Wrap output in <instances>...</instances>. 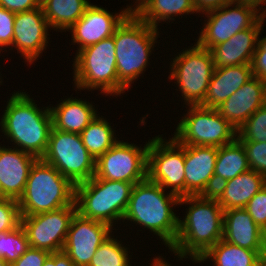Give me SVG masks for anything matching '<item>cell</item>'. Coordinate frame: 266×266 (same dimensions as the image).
Segmentation results:
<instances>
[{
    "instance_id": "cell-41",
    "label": "cell",
    "mask_w": 266,
    "mask_h": 266,
    "mask_svg": "<svg viewBox=\"0 0 266 266\" xmlns=\"http://www.w3.org/2000/svg\"><path fill=\"white\" fill-rule=\"evenodd\" d=\"M233 0H193L194 7L198 14H203L218 9Z\"/></svg>"
},
{
    "instance_id": "cell-31",
    "label": "cell",
    "mask_w": 266,
    "mask_h": 266,
    "mask_svg": "<svg viewBox=\"0 0 266 266\" xmlns=\"http://www.w3.org/2000/svg\"><path fill=\"white\" fill-rule=\"evenodd\" d=\"M114 237L113 232V235L105 239L97 248L88 266H132L129 247L124 246L121 239Z\"/></svg>"
},
{
    "instance_id": "cell-19",
    "label": "cell",
    "mask_w": 266,
    "mask_h": 266,
    "mask_svg": "<svg viewBox=\"0 0 266 266\" xmlns=\"http://www.w3.org/2000/svg\"><path fill=\"white\" fill-rule=\"evenodd\" d=\"M36 160L35 156L20 149L0 145L2 198L19 200L24 193L30 168Z\"/></svg>"
},
{
    "instance_id": "cell-4",
    "label": "cell",
    "mask_w": 266,
    "mask_h": 266,
    "mask_svg": "<svg viewBox=\"0 0 266 266\" xmlns=\"http://www.w3.org/2000/svg\"><path fill=\"white\" fill-rule=\"evenodd\" d=\"M160 30L130 13L114 32L118 80L127 88L146 72Z\"/></svg>"
},
{
    "instance_id": "cell-20",
    "label": "cell",
    "mask_w": 266,
    "mask_h": 266,
    "mask_svg": "<svg viewBox=\"0 0 266 266\" xmlns=\"http://www.w3.org/2000/svg\"><path fill=\"white\" fill-rule=\"evenodd\" d=\"M260 27L261 19L253 27L239 31L228 41L213 46L210 51L214 67L251 64L258 44Z\"/></svg>"
},
{
    "instance_id": "cell-27",
    "label": "cell",
    "mask_w": 266,
    "mask_h": 266,
    "mask_svg": "<svg viewBox=\"0 0 266 266\" xmlns=\"http://www.w3.org/2000/svg\"><path fill=\"white\" fill-rule=\"evenodd\" d=\"M264 250H248L223 239L213 245L202 257L193 263L213 262V266H261Z\"/></svg>"
},
{
    "instance_id": "cell-35",
    "label": "cell",
    "mask_w": 266,
    "mask_h": 266,
    "mask_svg": "<svg viewBox=\"0 0 266 266\" xmlns=\"http://www.w3.org/2000/svg\"><path fill=\"white\" fill-rule=\"evenodd\" d=\"M18 201L0 198V232L12 231L20 225Z\"/></svg>"
},
{
    "instance_id": "cell-49",
    "label": "cell",
    "mask_w": 266,
    "mask_h": 266,
    "mask_svg": "<svg viewBox=\"0 0 266 266\" xmlns=\"http://www.w3.org/2000/svg\"><path fill=\"white\" fill-rule=\"evenodd\" d=\"M49 0H36L38 7H43Z\"/></svg>"
},
{
    "instance_id": "cell-25",
    "label": "cell",
    "mask_w": 266,
    "mask_h": 266,
    "mask_svg": "<svg viewBox=\"0 0 266 266\" xmlns=\"http://www.w3.org/2000/svg\"><path fill=\"white\" fill-rule=\"evenodd\" d=\"M266 185V178L254 170H248L228 180L218 200L223 210L245 208L250 199Z\"/></svg>"
},
{
    "instance_id": "cell-13",
    "label": "cell",
    "mask_w": 266,
    "mask_h": 266,
    "mask_svg": "<svg viewBox=\"0 0 266 266\" xmlns=\"http://www.w3.org/2000/svg\"><path fill=\"white\" fill-rule=\"evenodd\" d=\"M204 15L203 27L195 40L200 47L209 50L228 41L239 31L253 27L262 18L254 9L238 5L234 1L203 13L202 17Z\"/></svg>"
},
{
    "instance_id": "cell-2",
    "label": "cell",
    "mask_w": 266,
    "mask_h": 266,
    "mask_svg": "<svg viewBox=\"0 0 266 266\" xmlns=\"http://www.w3.org/2000/svg\"><path fill=\"white\" fill-rule=\"evenodd\" d=\"M183 204L189 206L183 220L179 218L178 234L169 250L180 261L183 258L197 261L223 239L224 210L218 201L199 196L180 197L179 205Z\"/></svg>"
},
{
    "instance_id": "cell-18",
    "label": "cell",
    "mask_w": 266,
    "mask_h": 266,
    "mask_svg": "<svg viewBox=\"0 0 266 266\" xmlns=\"http://www.w3.org/2000/svg\"><path fill=\"white\" fill-rule=\"evenodd\" d=\"M265 103L266 81L253 76L217 107V110L238 130Z\"/></svg>"
},
{
    "instance_id": "cell-46",
    "label": "cell",
    "mask_w": 266,
    "mask_h": 266,
    "mask_svg": "<svg viewBox=\"0 0 266 266\" xmlns=\"http://www.w3.org/2000/svg\"><path fill=\"white\" fill-rule=\"evenodd\" d=\"M150 266H171V264L168 262V260H165L163 256L156 255L153 257Z\"/></svg>"
},
{
    "instance_id": "cell-15",
    "label": "cell",
    "mask_w": 266,
    "mask_h": 266,
    "mask_svg": "<svg viewBox=\"0 0 266 266\" xmlns=\"http://www.w3.org/2000/svg\"><path fill=\"white\" fill-rule=\"evenodd\" d=\"M107 223L87 219L78 213L72 218L62 251L75 266H88L97 248L113 234Z\"/></svg>"
},
{
    "instance_id": "cell-45",
    "label": "cell",
    "mask_w": 266,
    "mask_h": 266,
    "mask_svg": "<svg viewBox=\"0 0 266 266\" xmlns=\"http://www.w3.org/2000/svg\"><path fill=\"white\" fill-rule=\"evenodd\" d=\"M265 19L262 17L261 18V27H260V31L258 34V44H257V48L254 52V54H266V36L263 38L260 37L261 33L263 32L262 29L264 27V21ZM263 24V25H262Z\"/></svg>"
},
{
    "instance_id": "cell-5",
    "label": "cell",
    "mask_w": 266,
    "mask_h": 266,
    "mask_svg": "<svg viewBox=\"0 0 266 266\" xmlns=\"http://www.w3.org/2000/svg\"><path fill=\"white\" fill-rule=\"evenodd\" d=\"M72 62L75 91L98 90L106 97L116 98L128 92L118 80L113 36L80 50Z\"/></svg>"
},
{
    "instance_id": "cell-34",
    "label": "cell",
    "mask_w": 266,
    "mask_h": 266,
    "mask_svg": "<svg viewBox=\"0 0 266 266\" xmlns=\"http://www.w3.org/2000/svg\"><path fill=\"white\" fill-rule=\"evenodd\" d=\"M240 142L244 146L250 169L266 178V142Z\"/></svg>"
},
{
    "instance_id": "cell-3",
    "label": "cell",
    "mask_w": 266,
    "mask_h": 266,
    "mask_svg": "<svg viewBox=\"0 0 266 266\" xmlns=\"http://www.w3.org/2000/svg\"><path fill=\"white\" fill-rule=\"evenodd\" d=\"M179 200V196L146 178L134 185L122 222L149 229L169 250L178 234L180 216L173 207L179 205Z\"/></svg>"
},
{
    "instance_id": "cell-52",
    "label": "cell",
    "mask_w": 266,
    "mask_h": 266,
    "mask_svg": "<svg viewBox=\"0 0 266 266\" xmlns=\"http://www.w3.org/2000/svg\"><path fill=\"white\" fill-rule=\"evenodd\" d=\"M0 198H2V187H1V182H0Z\"/></svg>"
},
{
    "instance_id": "cell-29",
    "label": "cell",
    "mask_w": 266,
    "mask_h": 266,
    "mask_svg": "<svg viewBox=\"0 0 266 266\" xmlns=\"http://www.w3.org/2000/svg\"><path fill=\"white\" fill-rule=\"evenodd\" d=\"M111 124L104 116L101 115L100 117L99 114L80 133L84 146L95 160L120 139L116 137L117 135Z\"/></svg>"
},
{
    "instance_id": "cell-36",
    "label": "cell",
    "mask_w": 266,
    "mask_h": 266,
    "mask_svg": "<svg viewBox=\"0 0 266 266\" xmlns=\"http://www.w3.org/2000/svg\"><path fill=\"white\" fill-rule=\"evenodd\" d=\"M245 209L253 221L266 233V185L250 199Z\"/></svg>"
},
{
    "instance_id": "cell-17",
    "label": "cell",
    "mask_w": 266,
    "mask_h": 266,
    "mask_svg": "<svg viewBox=\"0 0 266 266\" xmlns=\"http://www.w3.org/2000/svg\"><path fill=\"white\" fill-rule=\"evenodd\" d=\"M129 14L128 8H123L113 15L107 8L91 3L83 16L67 30L72 36V44L78 45L75 55L88 46L112 37Z\"/></svg>"
},
{
    "instance_id": "cell-48",
    "label": "cell",
    "mask_w": 266,
    "mask_h": 266,
    "mask_svg": "<svg viewBox=\"0 0 266 266\" xmlns=\"http://www.w3.org/2000/svg\"><path fill=\"white\" fill-rule=\"evenodd\" d=\"M261 266H266V245L263 253L261 254Z\"/></svg>"
},
{
    "instance_id": "cell-40",
    "label": "cell",
    "mask_w": 266,
    "mask_h": 266,
    "mask_svg": "<svg viewBox=\"0 0 266 266\" xmlns=\"http://www.w3.org/2000/svg\"><path fill=\"white\" fill-rule=\"evenodd\" d=\"M0 7H3L13 13L38 8L36 0H0Z\"/></svg>"
},
{
    "instance_id": "cell-43",
    "label": "cell",
    "mask_w": 266,
    "mask_h": 266,
    "mask_svg": "<svg viewBox=\"0 0 266 266\" xmlns=\"http://www.w3.org/2000/svg\"><path fill=\"white\" fill-rule=\"evenodd\" d=\"M43 266H75V264L65 252L59 251L50 253Z\"/></svg>"
},
{
    "instance_id": "cell-44",
    "label": "cell",
    "mask_w": 266,
    "mask_h": 266,
    "mask_svg": "<svg viewBox=\"0 0 266 266\" xmlns=\"http://www.w3.org/2000/svg\"><path fill=\"white\" fill-rule=\"evenodd\" d=\"M233 1L238 5L254 9L263 18L266 16V0H233Z\"/></svg>"
},
{
    "instance_id": "cell-11",
    "label": "cell",
    "mask_w": 266,
    "mask_h": 266,
    "mask_svg": "<svg viewBox=\"0 0 266 266\" xmlns=\"http://www.w3.org/2000/svg\"><path fill=\"white\" fill-rule=\"evenodd\" d=\"M147 178L179 197L185 196V145L174 137L150 139Z\"/></svg>"
},
{
    "instance_id": "cell-42",
    "label": "cell",
    "mask_w": 266,
    "mask_h": 266,
    "mask_svg": "<svg viewBox=\"0 0 266 266\" xmlns=\"http://www.w3.org/2000/svg\"><path fill=\"white\" fill-rule=\"evenodd\" d=\"M251 67L254 77L266 81V54H254Z\"/></svg>"
},
{
    "instance_id": "cell-23",
    "label": "cell",
    "mask_w": 266,
    "mask_h": 266,
    "mask_svg": "<svg viewBox=\"0 0 266 266\" xmlns=\"http://www.w3.org/2000/svg\"><path fill=\"white\" fill-rule=\"evenodd\" d=\"M252 77L251 64L214 68L206 97L201 106L217 109Z\"/></svg>"
},
{
    "instance_id": "cell-33",
    "label": "cell",
    "mask_w": 266,
    "mask_h": 266,
    "mask_svg": "<svg viewBox=\"0 0 266 266\" xmlns=\"http://www.w3.org/2000/svg\"><path fill=\"white\" fill-rule=\"evenodd\" d=\"M239 141L266 142V103L237 130Z\"/></svg>"
},
{
    "instance_id": "cell-1",
    "label": "cell",
    "mask_w": 266,
    "mask_h": 266,
    "mask_svg": "<svg viewBox=\"0 0 266 266\" xmlns=\"http://www.w3.org/2000/svg\"><path fill=\"white\" fill-rule=\"evenodd\" d=\"M6 104L0 119L1 133L10 140V147L41 159L53 126L50 105L38 107L34 98L22 90L13 92Z\"/></svg>"
},
{
    "instance_id": "cell-47",
    "label": "cell",
    "mask_w": 266,
    "mask_h": 266,
    "mask_svg": "<svg viewBox=\"0 0 266 266\" xmlns=\"http://www.w3.org/2000/svg\"><path fill=\"white\" fill-rule=\"evenodd\" d=\"M147 0H135L134 4L127 5L130 13H135Z\"/></svg>"
},
{
    "instance_id": "cell-26",
    "label": "cell",
    "mask_w": 266,
    "mask_h": 266,
    "mask_svg": "<svg viewBox=\"0 0 266 266\" xmlns=\"http://www.w3.org/2000/svg\"><path fill=\"white\" fill-rule=\"evenodd\" d=\"M198 14L193 0H147L135 14L145 23L157 28L159 23L175 21L176 17ZM162 21V22H161Z\"/></svg>"
},
{
    "instance_id": "cell-10",
    "label": "cell",
    "mask_w": 266,
    "mask_h": 266,
    "mask_svg": "<svg viewBox=\"0 0 266 266\" xmlns=\"http://www.w3.org/2000/svg\"><path fill=\"white\" fill-rule=\"evenodd\" d=\"M41 159L54 166L74 186L95 176L96 160L77 133L64 132L52 126L48 147Z\"/></svg>"
},
{
    "instance_id": "cell-30",
    "label": "cell",
    "mask_w": 266,
    "mask_h": 266,
    "mask_svg": "<svg viewBox=\"0 0 266 266\" xmlns=\"http://www.w3.org/2000/svg\"><path fill=\"white\" fill-rule=\"evenodd\" d=\"M248 170L250 167L246 152L238 139L218 148L214 174L228 181Z\"/></svg>"
},
{
    "instance_id": "cell-24",
    "label": "cell",
    "mask_w": 266,
    "mask_h": 266,
    "mask_svg": "<svg viewBox=\"0 0 266 266\" xmlns=\"http://www.w3.org/2000/svg\"><path fill=\"white\" fill-rule=\"evenodd\" d=\"M54 107L50 106L52 125L55 129L80 134L99 115L92 102L72 95Z\"/></svg>"
},
{
    "instance_id": "cell-51",
    "label": "cell",
    "mask_w": 266,
    "mask_h": 266,
    "mask_svg": "<svg viewBox=\"0 0 266 266\" xmlns=\"http://www.w3.org/2000/svg\"><path fill=\"white\" fill-rule=\"evenodd\" d=\"M1 52H2V51L0 50V54H1ZM0 68H1V67H0ZM1 75H2V74L0 73V85H2V83H3V80H2L3 77H2Z\"/></svg>"
},
{
    "instance_id": "cell-7",
    "label": "cell",
    "mask_w": 266,
    "mask_h": 266,
    "mask_svg": "<svg viewBox=\"0 0 266 266\" xmlns=\"http://www.w3.org/2000/svg\"><path fill=\"white\" fill-rule=\"evenodd\" d=\"M134 185L93 176L75 186L77 213L84 218L107 223L113 228L123 220Z\"/></svg>"
},
{
    "instance_id": "cell-21",
    "label": "cell",
    "mask_w": 266,
    "mask_h": 266,
    "mask_svg": "<svg viewBox=\"0 0 266 266\" xmlns=\"http://www.w3.org/2000/svg\"><path fill=\"white\" fill-rule=\"evenodd\" d=\"M223 240L248 250H264L266 233L245 208L224 210Z\"/></svg>"
},
{
    "instance_id": "cell-8",
    "label": "cell",
    "mask_w": 266,
    "mask_h": 266,
    "mask_svg": "<svg viewBox=\"0 0 266 266\" xmlns=\"http://www.w3.org/2000/svg\"><path fill=\"white\" fill-rule=\"evenodd\" d=\"M185 47L172 58L168 79L175 80L184 104L201 105L206 97L214 71L211 51L197 43ZM190 47V48H189Z\"/></svg>"
},
{
    "instance_id": "cell-14",
    "label": "cell",
    "mask_w": 266,
    "mask_h": 266,
    "mask_svg": "<svg viewBox=\"0 0 266 266\" xmlns=\"http://www.w3.org/2000/svg\"><path fill=\"white\" fill-rule=\"evenodd\" d=\"M77 213L75 202L55 211L21 216L29 246L50 253L62 251L72 218Z\"/></svg>"
},
{
    "instance_id": "cell-37",
    "label": "cell",
    "mask_w": 266,
    "mask_h": 266,
    "mask_svg": "<svg viewBox=\"0 0 266 266\" xmlns=\"http://www.w3.org/2000/svg\"><path fill=\"white\" fill-rule=\"evenodd\" d=\"M14 20L15 13L0 7V50L2 52H7V50L4 49L12 46Z\"/></svg>"
},
{
    "instance_id": "cell-28",
    "label": "cell",
    "mask_w": 266,
    "mask_h": 266,
    "mask_svg": "<svg viewBox=\"0 0 266 266\" xmlns=\"http://www.w3.org/2000/svg\"><path fill=\"white\" fill-rule=\"evenodd\" d=\"M89 0H49L43 13L51 30L66 32L85 13Z\"/></svg>"
},
{
    "instance_id": "cell-6",
    "label": "cell",
    "mask_w": 266,
    "mask_h": 266,
    "mask_svg": "<svg viewBox=\"0 0 266 266\" xmlns=\"http://www.w3.org/2000/svg\"><path fill=\"white\" fill-rule=\"evenodd\" d=\"M75 186L54 166L37 159L31 166L23 195L18 200L20 216L55 211L72 205Z\"/></svg>"
},
{
    "instance_id": "cell-32",
    "label": "cell",
    "mask_w": 266,
    "mask_h": 266,
    "mask_svg": "<svg viewBox=\"0 0 266 266\" xmlns=\"http://www.w3.org/2000/svg\"><path fill=\"white\" fill-rule=\"evenodd\" d=\"M29 247L25 230L21 224L12 231L0 232V258L8 264L19 259Z\"/></svg>"
},
{
    "instance_id": "cell-39",
    "label": "cell",
    "mask_w": 266,
    "mask_h": 266,
    "mask_svg": "<svg viewBox=\"0 0 266 266\" xmlns=\"http://www.w3.org/2000/svg\"><path fill=\"white\" fill-rule=\"evenodd\" d=\"M50 255V252L29 247L27 251L10 266H43L46 258Z\"/></svg>"
},
{
    "instance_id": "cell-38",
    "label": "cell",
    "mask_w": 266,
    "mask_h": 266,
    "mask_svg": "<svg viewBox=\"0 0 266 266\" xmlns=\"http://www.w3.org/2000/svg\"><path fill=\"white\" fill-rule=\"evenodd\" d=\"M226 185V179H224L220 175L213 174L198 196L205 200L218 201L221 198Z\"/></svg>"
},
{
    "instance_id": "cell-50",
    "label": "cell",
    "mask_w": 266,
    "mask_h": 266,
    "mask_svg": "<svg viewBox=\"0 0 266 266\" xmlns=\"http://www.w3.org/2000/svg\"><path fill=\"white\" fill-rule=\"evenodd\" d=\"M0 266H10V264L0 258Z\"/></svg>"
},
{
    "instance_id": "cell-16",
    "label": "cell",
    "mask_w": 266,
    "mask_h": 266,
    "mask_svg": "<svg viewBox=\"0 0 266 266\" xmlns=\"http://www.w3.org/2000/svg\"><path fill=\"white\" fill-rule=\"evenodd\" d=\"M49 27L42 7L15 13L12 46L31 65L40 58L49 44Z\"/></svg>"
},
{
    "instance_id": "cell-9",
    "label": "cell",
    "mask_w": 266,
    "mask_h": 266,
    "mask_svg": "<svg viewBox=\"0 0 266 266\" xmlns=\"http://www.w3.org/2000/svg\"><path fill=\"white\" fill-rule=\"evenodd\" d=\"M174 138L183 145L221 147L237 139V129L225 120L217 109L201 105L185 106Z\"/></svg>"
},
{
    "instance_id": "cell-22",
    "label": "cell",
    "mask_w": 266,
    "mask_h": 266,
    "mask_svg": "<svg viewBox=\"0 0 266 266\" xmlns=\"http://www.w3.org/2000/svg\"><path fill=\"white\" fill-rule=\"evenodd\" d=\"M218 147L185 145V196H198L214 174Z\"/></svg>"
},
{
    "instance_id": "cell-12",
    "label": "cell",
    "mask_w": 266,
    "mask_h": 266,
    "mask_svg": "<svg viewBox=\"0 0 266 266\" xmlns=\"http://www.w3.org/2000/svg\"><path fill=\"white\" fill-rule=\"evenodd\" d=\"M149 144L150 139L143 147L118 140L96 160L95 177L135 184L145 180Z\"/></svg>"
}]
</instances>
